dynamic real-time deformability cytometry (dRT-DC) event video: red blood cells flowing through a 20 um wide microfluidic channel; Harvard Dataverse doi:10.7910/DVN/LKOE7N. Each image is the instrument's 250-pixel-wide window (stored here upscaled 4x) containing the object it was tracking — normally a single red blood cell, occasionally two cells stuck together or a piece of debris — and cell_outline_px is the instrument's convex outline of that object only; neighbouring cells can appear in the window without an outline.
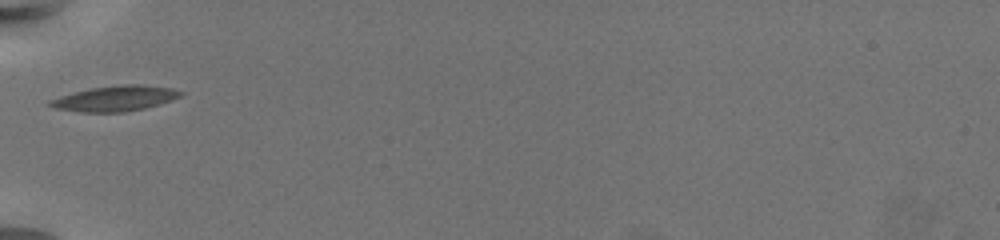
{"species": "common noctule bat (a hibernating species)", "species_latin": "Nyctalus noctula", "temperature_condition": "warm", "stored_images_in_passage": 41, "camera_frame_rate_fps": 3000, "um_per_image_px": 0.085, "animal": {"sex": "female", "body_mass_g": 19.5, "forearm_length_mm": 54.1}, "frame": {"image": 1, "passage_image": 1, "time_ms": 0.0, "image_size_px": [1000, 240], "cell_outline_px": [[184, 92], [180, 96], [160, 104], [144, 108], [124, 112], [80, 112], [56, 108], [48, 104], [48, 100], [60, 96], [88, 88], [124, 84], [144, 84], [172, 88]], "centroid_in_image_um": [9.78, 8.36], "position_along_channel_um": 75.2, "area_um2": 19.31}}
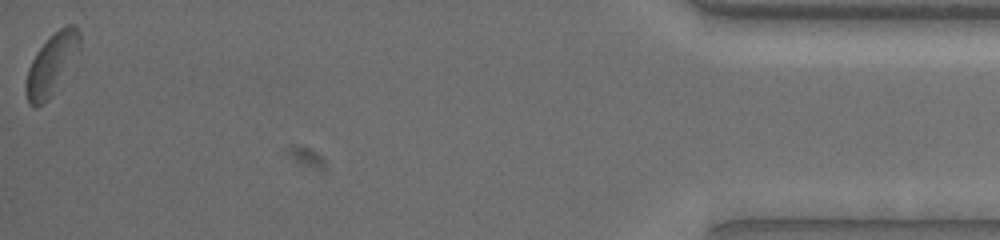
{"frame": {"image": 2, "passage_image": 41, "time_ms": 13.333, "image_size_px": [1000, 240], "cell_outline_px": [[80, 52], [52, 96], [44, 104], [28, 104], [24, 88], [24, 84], [28, 68], [36, 52], [60, 28], [68, 24], [76, 24], [80, 32]], "centroid_in_image_um": [4.41, 5.47], "position_along_channel_um": 430.8, "area_um2": 19.25}, "authors_computed_cell_mechanics": {"area_um2": 18.7272, "velocity_mm_per_s": 3.267, "shape_relaxation_time_tau1_ms": 2.8243, "shape_relaxation_time_tau2_ms": 1.6185, "deformation_change_tau1": 0.1103, "deformation_change_tau2": 0.0626}}